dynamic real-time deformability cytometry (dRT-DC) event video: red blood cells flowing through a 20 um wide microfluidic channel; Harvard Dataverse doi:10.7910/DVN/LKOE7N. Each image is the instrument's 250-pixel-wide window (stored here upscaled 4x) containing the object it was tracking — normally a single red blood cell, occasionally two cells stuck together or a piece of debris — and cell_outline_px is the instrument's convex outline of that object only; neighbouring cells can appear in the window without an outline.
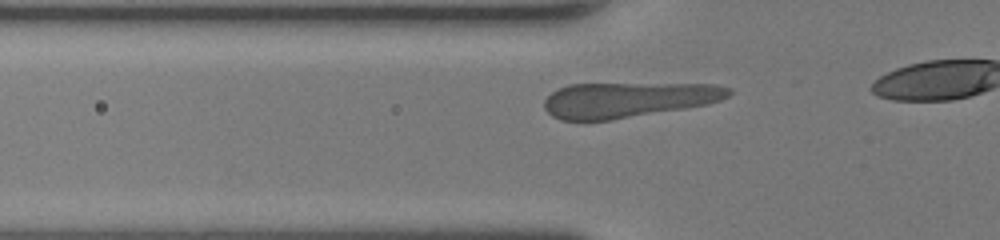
{"species": "human", "species_latin": "Homo sapiens", "temperature_condition": "room temperature", "stored_images_in_passage": 7, "camera_frame_rate_fps": 3000, "um_per_image_px": 0.085, "donor": {"sex": "female"}, "frame": {"image": 1, "passage_image": 4, "time_ms": 1.0, "image_size_px": [1000, 240], "cell_outline_px": [[732, 92], [728, 96], [720, 100], [708, 104], [612, 120], [560, 120], [552, 116], [544, 108], [544, 100], [552, 92], [568, 84], [716, 84], [732, 88]], "centroid_in_image_um": [53.38, 8.48], "position_along_channel_um": 72.4, "area_um2": 37.8}}